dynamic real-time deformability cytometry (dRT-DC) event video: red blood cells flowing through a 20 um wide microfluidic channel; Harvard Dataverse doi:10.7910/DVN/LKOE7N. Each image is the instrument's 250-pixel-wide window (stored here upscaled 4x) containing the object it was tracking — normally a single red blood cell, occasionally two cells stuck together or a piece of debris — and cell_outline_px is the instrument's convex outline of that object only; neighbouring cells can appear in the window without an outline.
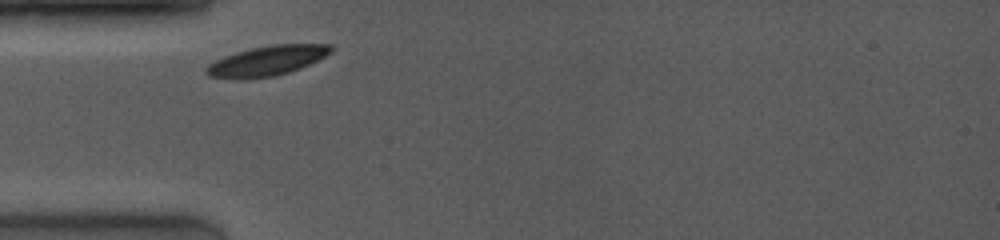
{"species": "common noctule bat (a hibernating species)", "species_latin": "Nyctalus noctula", "temperature_condition": "room temperature", "stored_images_in_passage": 48, "camera_frame_rate_fps": 4000, "um_per_image_px": 0.085, "animal": {"sex": "female", "body_mass_g": 19.0, "forearm_length_mm": 53.3}, "frame": {"image": 1, "passage_image": 1, "time_ms": 0.0, "image_size_px": [1000, 240], "cell_outline_px": [[332, 52], [300, 68], [276, 76], [244, 80], [236, 80], [208, 76], [204, 72], [204, 68], [208, 64], [224, 56], [236, 52], [252, 48], [272, 44], [332, 44]], "centroid_in_image_um": [22.63, 5.19], "position_along_channel_um": 62.4, "area_um2": 21.91}}
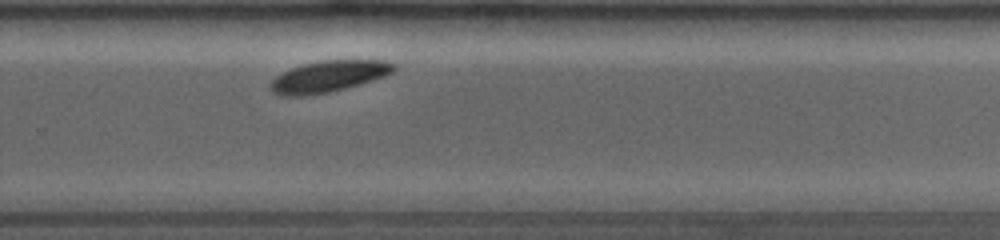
{"frame": {"image": 2, "passage_image": 33, "time_ms": 6.25, "image_size_px": [1000, 240], "cell_outline_px": [[396, 68], [392, 72], [384, 76], [372, 80], [344, 88], [328, 92], [304, 96], [280, 96], [272, 92], [268, 88], [268, 84], [276, 76], [292, 68], [304, 64], [320, 60], [384, 60], [396, 64]], "centroid_in_image_um": [27.89, 6.49], "position_along_channel_um": 301.9, "area_um2": 22.48}}
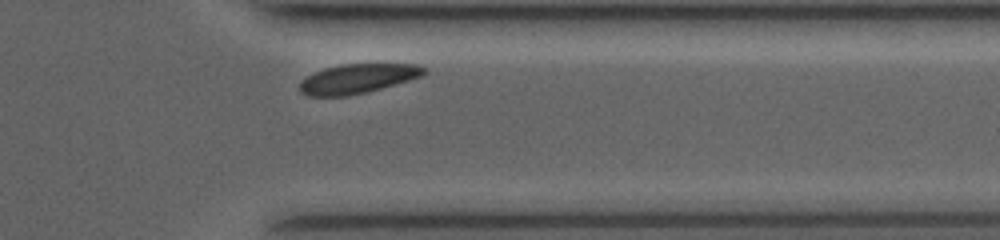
{"frame": {"image": 3, "passage_image": 44, "time_ms": 8.25, "image_size_px": [1000, 240], "cell_outline_px": [[428, 72], [420, 76], [408, 80], [368, 92], [348, 96], [308, 96], [300, 92], [300, 80], [324, 68], [340, 64], [416, 64], [424, 68]], "centroid_in_image_um": [30.37, 6.69], "position_along_channel_um": 381.0, "area_um2": 21.21}, "authors_computed_cell_mechanics": {"area_um2": 22.2241, "velocity_mm_per_s": 3.8708, "shape_relaxation_time_tau1_ms": 1.0088, "shape_relaxation_time_tau2_ms": null, "deformation_change_tau1": 0.0681, "deformation_change_tau2": null}}